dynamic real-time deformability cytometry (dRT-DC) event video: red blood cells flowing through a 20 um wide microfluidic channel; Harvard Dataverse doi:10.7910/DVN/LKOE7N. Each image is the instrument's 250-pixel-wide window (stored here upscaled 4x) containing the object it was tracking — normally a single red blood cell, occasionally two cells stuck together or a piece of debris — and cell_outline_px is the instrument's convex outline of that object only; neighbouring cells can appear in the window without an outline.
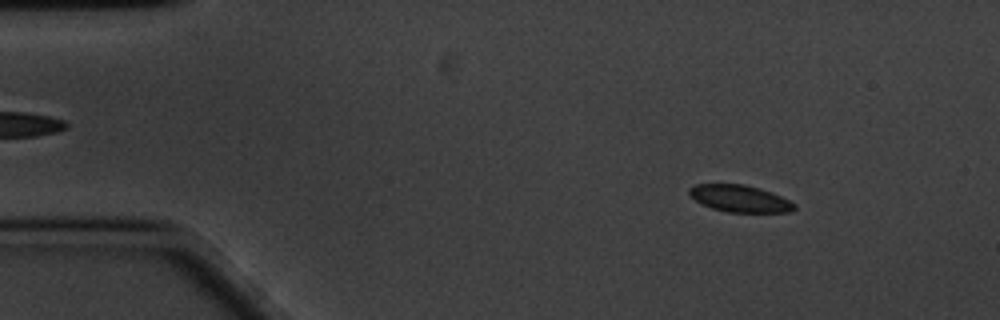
{"species": "common noctule bat (a hibernating species)", "species_latin": "Nyctalus noctula", "temperature_condition": "cold", "stored_images_in_passage": 58, "camera_frame_rate_fps": 3000, "um_per_image_px": 0.085, "animal": {"sex": "male", "body_mass_g": 20.1, "forearm_length_mm": 53.5}, "frame": {"image": 1, "passage_image": 7, "time_ms": 2.0, "image_size_px": [1000, 320], "cell_outline_px": [[796, 208], [792, 212], [728, 212], [712, 208], [688, 196], [688, 188], [696, 184], [744, 184], [760, 188], [772, 192], [796, 204]], "centroid_in_image_um": [62.88, 16.87], "position_along_channel_um": 22.1, "area_um2": 16.53}}
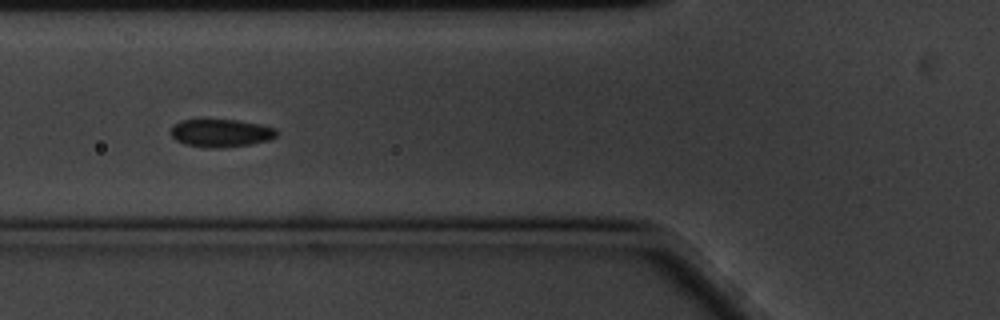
{"frame": {"image": 2, "passage_image": 21, "time_ms": 6.667, "image_size_px": [1000, 320], "cell_outline_px": [[280, 132], [276, 136], [268, 140], [248, 144], [224, 148], [208, 148], [184, 144], [176, 140], [172, 136], [172, 124], [180, 120], [236, 120], [260, 124], [276, 128]], "centroid_in_image_um": [18.78, 11.31], "position_along_channel_um": 107.0, "area_um2": 17.22}}
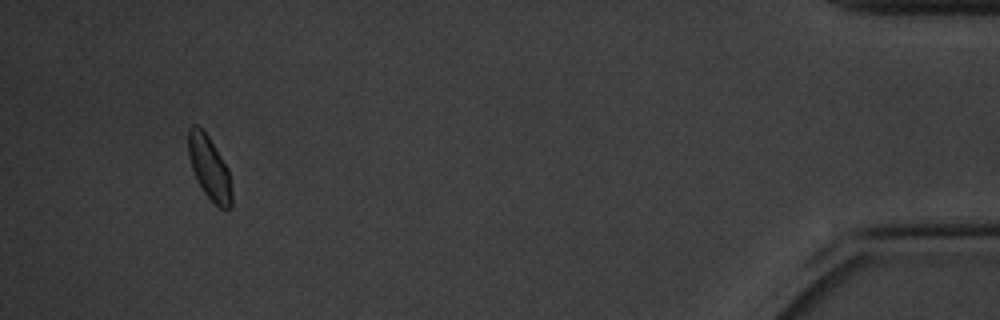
{"frame": {"image": 3, "passage_image": 55, "time_ms": 18.0, "image_size_px": [1000, 320], "cell_outline_px": [[232, 208], [220, 208], [204, 192], [196, 180], [188, 156], [188, 128], [192, 124], [196, 124], [208, 136], [228, 168], [232, 192]], "centroid_in_image_um": [17.79, 14.26], "position_along_channel_um": 417.4, "area_um2": 15.95}, "authors_computed_cell_mechanics": {"area_um2": 16.5886, "velocity_mm_per_s": 3.3697, "shape_relaxation_time_tau1_ms": 1.5401, "shape_relaxation_time_tau2_ms": 1.5452, "deformation_change_tau1": 0.0759, "deformation_change_tau2": 0.0462}}